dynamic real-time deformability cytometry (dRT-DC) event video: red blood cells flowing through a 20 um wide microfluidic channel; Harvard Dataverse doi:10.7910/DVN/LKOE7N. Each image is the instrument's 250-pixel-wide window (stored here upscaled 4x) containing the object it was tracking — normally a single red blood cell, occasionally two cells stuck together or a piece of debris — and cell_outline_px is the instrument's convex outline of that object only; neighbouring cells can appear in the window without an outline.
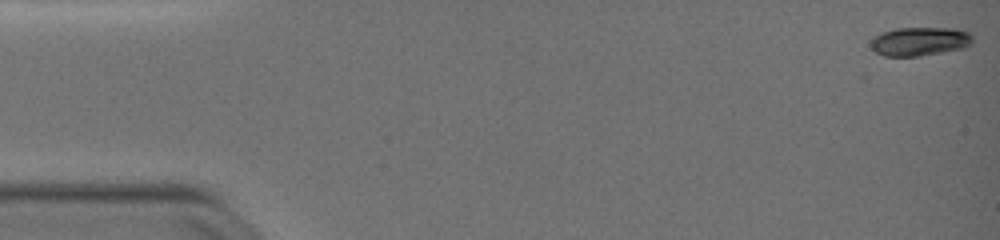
{"species": "common noctule bat (a hibernating species)", "species_latin": "Nyctalus noctula", "temperature_condition": "warm", "stored_images_in_passage": 53, "camera_frame_rate_fps": 3000, "um_per_image_px": 0.085, "animal": {"sex": "female", "body_mass_g": 19.0, "forearm_length_mm": 51.5}, "frame": {"image": 1, "passage_image": 1, "time_ms": 0.0, "image_size_px": [1000, 240], "cell_outline_px": [[972, 44], [964, 48], [920, 56], [884, 56], [876, 52], [872, 48], [872, 40], [876, 36], [884, 32], [896, 28], [956, 28], [968, 32], [972, 36]], "centroid_in_image_um": [78.22, 3.52], "position_along_channel_um": 6.8, "area_um2": 16.94}}
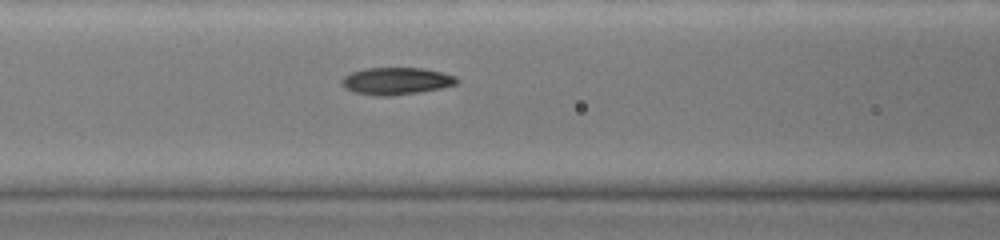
{"frame": {"image": 2, "passage_image": 23, "time_ms": 7.333, "image_size_px": [1000, 240], "cell_outline_px": [[460, 80], [456, 84], [440, 88], [392, 96], [376, 96], [352, 92], [344, 88], [340, 84], [344, 76], [352, 72], [364, 68], [424, 68], [444, 72], [456, 76]], "centroid_in_image_um": [33.67, 6.88], "position_along_channel_um": 132.9, "area_um2": 18.38}}
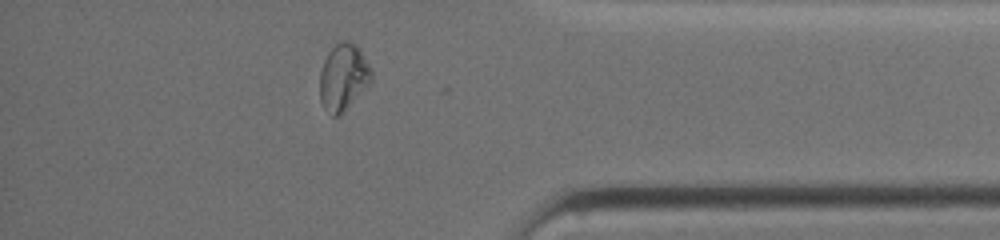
{"frame": {"image": 3, "passage_image": 46, "time_ms": 15.0, "image_size_px": [1000, 240], "cell_outline_px": [[372, 80], [344, 112], [340, 116], [332, 116], [324, 108], [320, 100], [320, 72], [324, 60], [328, 52], [340, 40], [352, 40], [360, 48], [372, 72]], "centroid_in_image_um": [29.18, 6.54], "position_along_channel_um": 406.0, "area_um2": 20.17}, "authors_computed_cell_mechanics": {"area_um2": 17.7446, "velocity_mm_per_s": 3.7081, "shape_relaxation_time_tau1_ms": 6.1521, "shape_relaxation_time_tau2_ms": 1.6876, "deformation_change_tau1": 0.2386, "deformation_change_tau2": 0.0392}}